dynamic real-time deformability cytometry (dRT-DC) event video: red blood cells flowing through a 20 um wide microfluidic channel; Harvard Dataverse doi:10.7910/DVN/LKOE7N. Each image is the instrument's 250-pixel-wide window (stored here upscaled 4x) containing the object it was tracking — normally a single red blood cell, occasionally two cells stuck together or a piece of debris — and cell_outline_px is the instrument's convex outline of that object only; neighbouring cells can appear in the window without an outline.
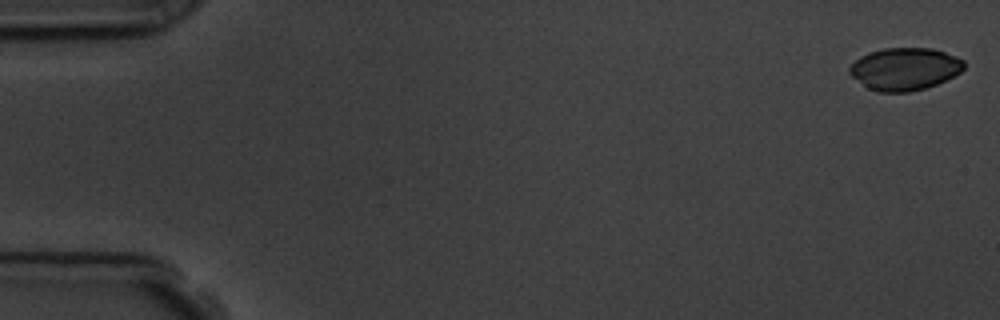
{"species": "common noctule bat (a hibernating species)", "species_latin": "Nyctalus noctula", "temperature_condition": "room temperature", "stored_images_in_passage": 56, "camera_frame_rate_fps": 3000, "um_per_image_px": 0.085, "animal": {"sex": "male", "body_mass_g": 19.5, "forearm_length_mm": 54.6}, "frame": {"image": 1, "passage_image": 1, "time_ms": 0.0, "image_size_px": [1000, 320], "cell_outline_px": [[964, 68], [960, 72], [936, 84], [924, 88], [908, 92], [876, 92], [868, 88], [852, 76], [848, 72], [848, 68], [860, 56], [868, 52], [884, 48], [932, 48], [956, 56], [964, 60]], "centroid_in_image_um": [76.88, 5.85], "position_along_channel_um": 8.1, "area_um2": 28.21}}
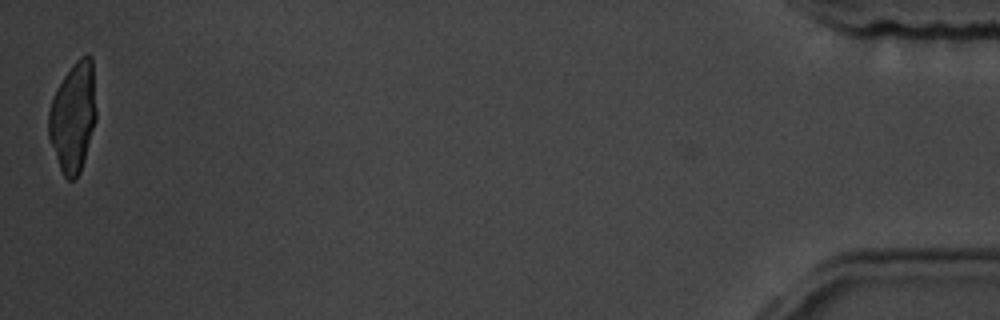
{"frame": {"image": 2, "passage_image": 56, "time_ms": 18.333, "image_size_px": [1000, 320], "cell_outline_px": [[96, 120], [84, 160], [80, 172], [72, 180], [68, 180], [64, 176], [60, 168], [48, 136], [48, 112], [52, 100], [64, 76], [76, 60], [80, 56], [88, 52], [92, 56], [96, 108]], "centroid_in_image_um": [6.23, 9.91], "position_along_channel_um": 429.0, "area_um2": 30.29}}